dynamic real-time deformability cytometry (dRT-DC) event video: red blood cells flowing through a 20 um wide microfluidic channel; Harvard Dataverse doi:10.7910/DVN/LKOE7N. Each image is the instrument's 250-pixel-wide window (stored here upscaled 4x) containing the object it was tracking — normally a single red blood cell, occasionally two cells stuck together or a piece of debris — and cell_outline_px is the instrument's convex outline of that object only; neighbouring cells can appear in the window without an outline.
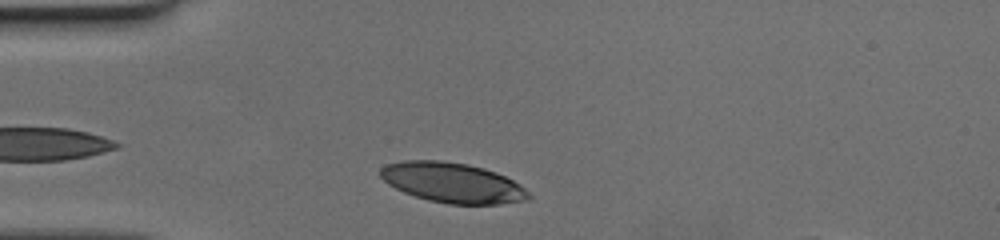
{"species": "human", "species_latin": "Homo sapiens", "temperature_condition": "cold", "stored_images_in_passage": 29, "camera_frame_rate_fps": 3000, "um_per_image_px": 0.085, "donor": {"sex": "female"}, "frame": {"image": 1, "passage_image": 2, "time_ms": 0.333, "image_size_px": [1000, 240], "cell_outline_px": [[532, 196], [528, 200], [500, 204], [448, 204], [428, 200], [404, 192], [388, 184], [380, 176], [380, 168], [384, 164], [404, 160], [440, 160], [468, 164], [484, 168], [496, 172], [520, 184]], "centroid_in_image_um": [38.45, 15.52], "position_along_channel_um": 46.5, "area_um2": 34.68}}
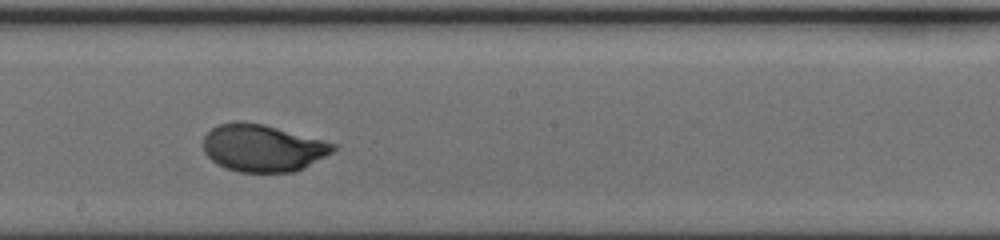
{"frame": {"image": 2, "passage_image": 17, "time_ms": 5.333, "image_size_px": [1000, 240], "cell_outline_px": [[336, 148], [332, 152], [304, 168], [296, 172], [240, 172], [224, 168], [216, 164], [204, 152], [204, 136], [216, 124], [232, 120], [244, 120], [264, 124], [324, 140], [336, 144]], "centroid_in_image_um": [22.31, 12.56], "position_along_channel_um": 225.9, "area_um2": 36.13}}
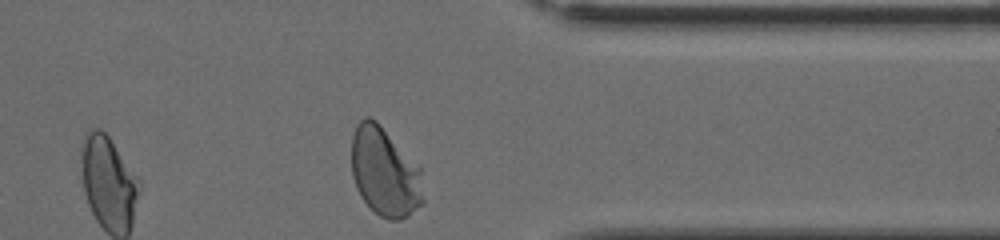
{"frame": {"image": 3, "passage_image": 29, "time_ms": 9.333, "image_size_px": [1000, 240], "cell_outline_px": [[424, 204], [408, 216], [400, 220], [388, 220], [380, 216], [360, 196], [356, 188], [352, 176], [352, 136], [356, 124], [364, 116], [368, 116], [376, 120], [420, 164], [424, 200]], "centroid_in_image_um": [32.73, 14.61], "position_along_channel_um": 378.7, "area_um2": 37.86}}